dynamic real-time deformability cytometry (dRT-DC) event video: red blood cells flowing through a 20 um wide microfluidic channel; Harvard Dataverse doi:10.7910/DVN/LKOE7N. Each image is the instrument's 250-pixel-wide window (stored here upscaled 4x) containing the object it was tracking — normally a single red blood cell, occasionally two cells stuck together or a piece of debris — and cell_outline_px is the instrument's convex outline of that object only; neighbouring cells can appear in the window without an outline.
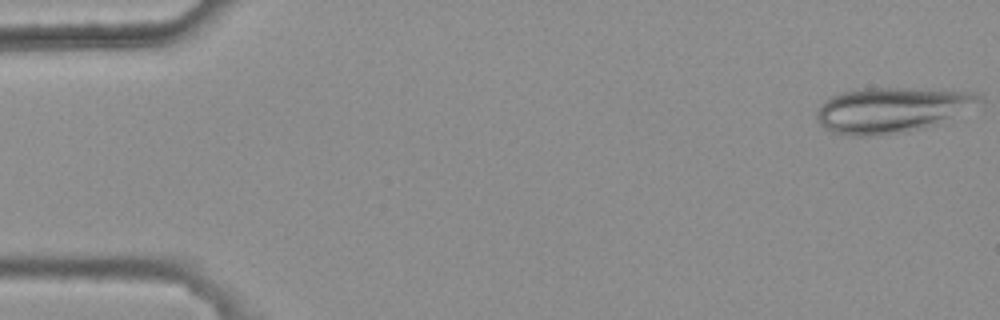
{"species": "common noctule bat (a hibernating species)", "species_latin": "Nyctalus noctula", "temperature_condition": "warm", "stored_images_in_passage": 5, "camera_frame_rate_fps": 3000, "um_per_image_px": 0.085, "animal": {"sex": "female", "body_mass_g": 25.1}, "frame": {"image": 1, "passage_image": 1, "time_ms": 0.0, "image_size_px": [1000, 320], "cell_outline_px": [[984, 100], [924, 128], [908, 132], [876, 136], [848, 136], [832, 132], [824, 128], [820, 124], [816, 116], [816, 112], [820, 104], [824, 100], [840, 92], [864, 88], [904, 88], [980, 92], [984, 96]], "centroid_in_image_um": [75.71, 9.34], "position_along_channel_um": 9.3, "area_um2": 42.71}}